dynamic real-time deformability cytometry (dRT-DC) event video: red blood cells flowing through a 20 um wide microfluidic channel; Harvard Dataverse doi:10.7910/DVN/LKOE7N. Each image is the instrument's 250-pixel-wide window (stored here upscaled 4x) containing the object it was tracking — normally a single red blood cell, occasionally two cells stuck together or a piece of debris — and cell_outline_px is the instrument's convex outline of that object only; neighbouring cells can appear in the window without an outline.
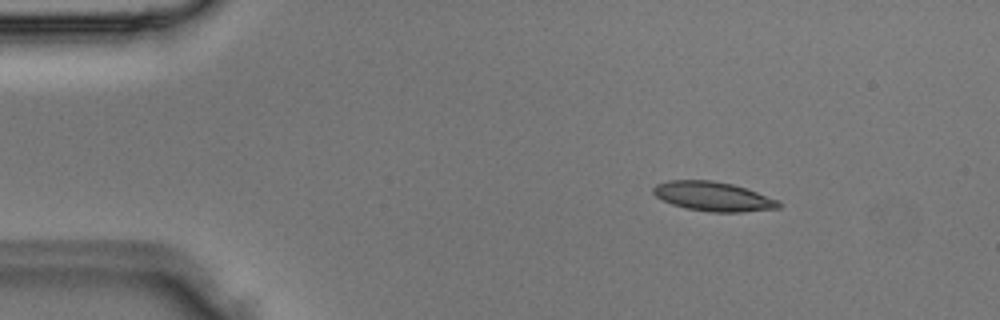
{"species": "Egyptian fruit bat (a non-hibernating species)", "species_latin": "Rousettus aegyptiacus", "temperature_condition": "room temperature", "stored_images_in_passage": 3, "camera_frame_rate_fps": 3000, "um_per_image_px": 0.085, "animal": {"sex": "male"}, "frame": {"image": 1, "passage_image": 1, "time_ms": 0.0, "image_size_px": [1000, 320], "cell_outline_px": [[780, 208], [740, 212], [708, 212], [684, 208], [672, 204], [656, 196], [652, 192], [652, 188], [656, 184], [668, 180], [712, 180], [732, 184], [756, 192], [776, 200], [780, 204]], "centroid_in_image_um": [60.56, 16.7], "position_along_channel_um": 24.4, "area_um2": 21.27}}
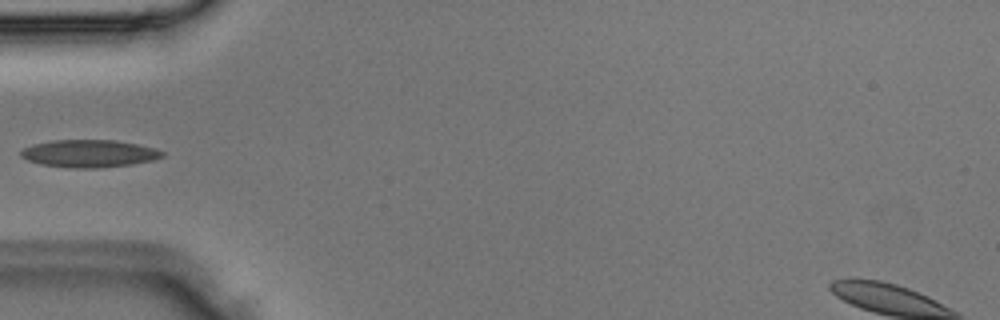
{"frame": {"image": 2, "passage_image": 3, "time_ms": 0.667, "image_size_px": [1000, 320], "cell_outline_px": [[164, 156], [156, 160], [132, 164], [100, 168], [68, 168], [40, 164], [28, 160], [20, 156], [20, 152], [24, 148], [32, 144], [56, 140], [116, 140], [156, 148], [164, 152]], "centroid_in_image_um": [7.6, 13.06], "position_along_channel_um": 77.4, "area_um2": 22.83}}